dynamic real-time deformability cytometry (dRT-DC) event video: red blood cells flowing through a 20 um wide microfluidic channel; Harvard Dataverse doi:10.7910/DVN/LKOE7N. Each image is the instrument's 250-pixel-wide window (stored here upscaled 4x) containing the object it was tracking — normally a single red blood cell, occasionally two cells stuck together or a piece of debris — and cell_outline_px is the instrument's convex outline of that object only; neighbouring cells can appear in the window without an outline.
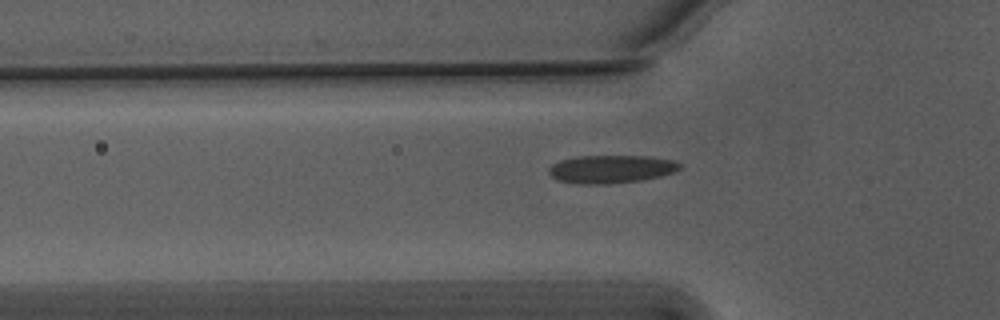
{"species": "Egyptian fruit bat (a non-hibernating species)", "species_latin": "Rousettus aegyptiacus", "temperature_condition": "warm", "stored_images_in_passage": 41, "camera_frame_rate_fps": 3000, "um_per_image_px": 0.085, "animal": {"sex": "male"}, "frame": {"image": 1, "passage_image": 11, "time_ms": 3.333, "image_size_px": [1000, 320], "cell_outline_px": [[680, 168], [676, 172], [644, 180], [608, 184], [572, 184], [556, 180], [548, 172], [548, 168], [552, 164], [560, 160], [576, 156], [648, 156], [672, 160], [680, 164]], "centroid_in_image_um": [51.9, 14.38], "position_along_channel_um": 73.9, "area_um2": 21.68}}
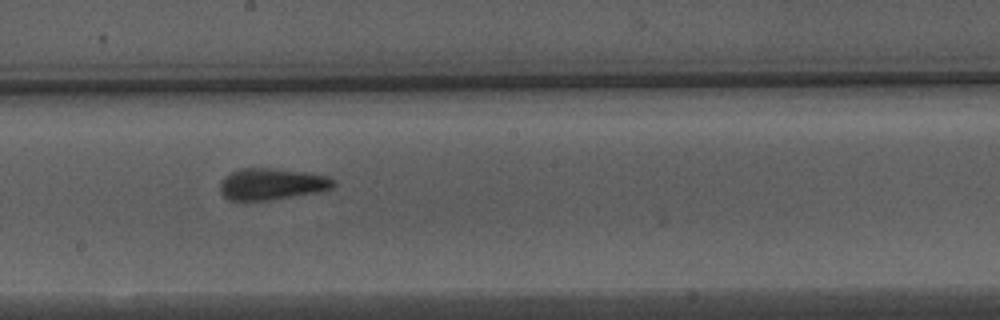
{"frame": {"image": 2, "passage_image": 23, "time_ms": 7.333, "image_size_px": [1000, 320], "cell_outline_px": [[336, 184], [332, 188], [316, 192], [268, 200], [228, 200], [224, 196], [220, 188], [220, 184], [224, 176], [240, 168], [268, 168], [308, 172], [328, 176], [336, 180]], "centroid_in_image_um": [23.12, 15.63], "position_along_channel_um": 225.1, "area_um2": 20.75}}
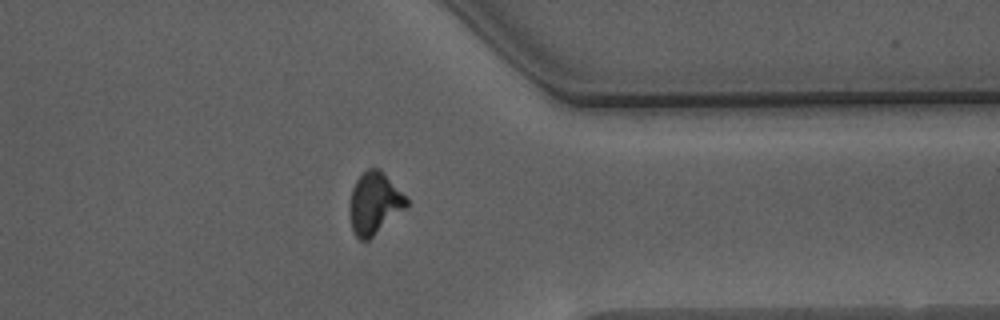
{"frame": {"image": 3, "passage_image": 36, "time_ms": 11.667, "image_size_px": [1000, 320], "cell_outline_px": [[408, 204], [404, 208], [368, 240], [360, 240], [356, 236], [352, 228], [348, 212], [352, 188], [356, 180], [368, 168], [380, 168], [408, 196]], "centroid_in_image_um": [31.82, 17.23], "position_along_channel_um": 379.6, "area_um2": 20.46}, "authors_computed_cell_mechanics": {"area_um2": 20.4612, "velocity_mm_per_s": 3.7742, "shape_relaxation_time_tau1_ms": 5.7773, "shape_relaxation_time_tau2_ms": 1.6104, "deformation_change_tau1": 0.1818, "deformation_change_tau2": 0.0843}}